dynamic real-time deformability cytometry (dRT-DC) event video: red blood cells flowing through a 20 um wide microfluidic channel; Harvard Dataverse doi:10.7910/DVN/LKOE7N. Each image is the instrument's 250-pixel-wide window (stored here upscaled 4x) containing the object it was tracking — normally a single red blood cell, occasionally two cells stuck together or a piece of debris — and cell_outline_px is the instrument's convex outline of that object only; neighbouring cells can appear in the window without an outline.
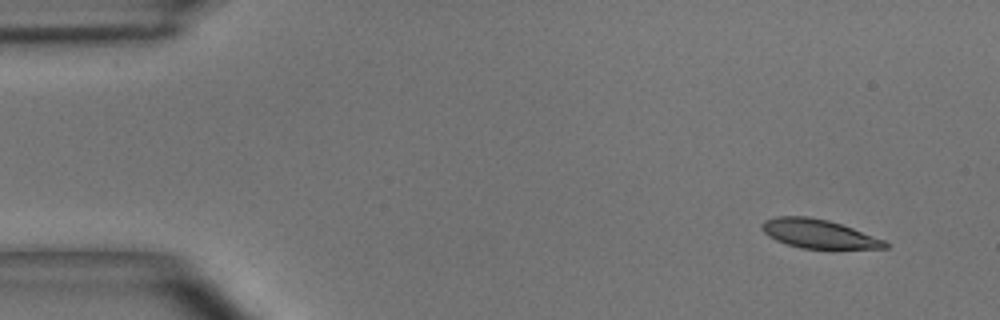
{"species": "common noctule bat (a hibernating species)", "species_latin": "Nyctalus noctula", "temperature_condition": "room temperature", "stored_images_in_passage": 48, "camera_frame_rate_fps": 3000, "um_per_image_px": 0.085, "animal": {"sex": "male", "body_mass_g": 15.6}, "frame": {"image": 1, "passage_image": 1, "time_ms": 0.0, "image_size_px": [1000, 320], "cell_outline_px": [[888, 248], [804, 248], [788, 244], [776, 240], [768, 236], [760, 228], [760, 224], [764, 220], [776, 216], [808, 216], [828, 220], [852, 228], [884, 240], [888, 244]], "centroid_in_image_um": [69.52, 19.85], "position_along_channel_um": 15.5, "area_um2": 20.4}}
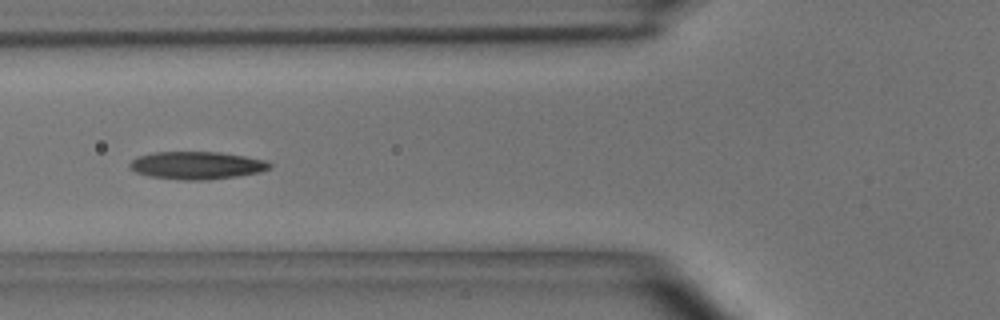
{"frame": {"image": 2, "passage_image": 16, "time_ms": 5.0, "image_size_px": [1000, 320], "cell_outline_px": [[272, 168], [260, 172], [236, 176], [208, 180], [184, 180], [148, 176], [136, 172], [128, 168], [128, 164], [136, 156], [156, 152], [220, 152], [268, 160], [272, 164]], "centroid_in_image_um": [16.73, 14.05], "position_along_channel_um": 109.1, "area_um2": 22.77}}
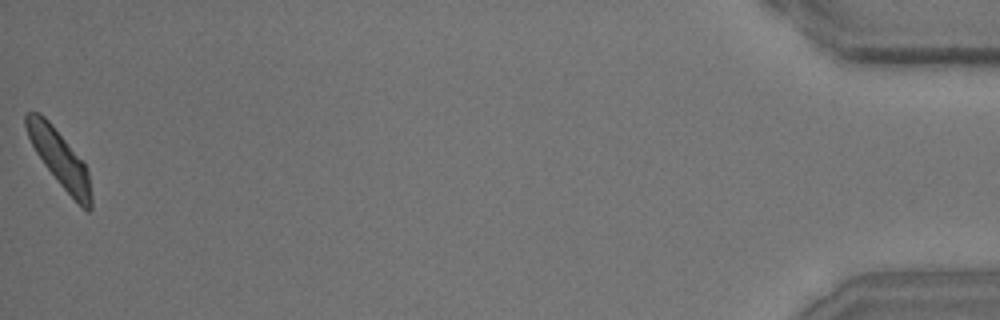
{"frame": {"image": 3, "passage_image": 48, "time_ms": 15.667, "image_size_px": [1000, 320], "cell_outline_px": [[92, 208], [88, 212], [60, 184], [44, 164], [36, 152], [28, 136], [24, 124], [24, 116], [28, 112], [40, 112], [48, 120], [84, 164], [88, 172], [92, 196]], "centroid_in_image_um": [5.04, 13.45], "position_along_channel_um": 430.2, "area_um2": 20.63}, "authors_computed_cell_mechanics": {"area_um2": 21.8773, "velocity_mm_per_s": 3.9046, "shape_relaxation_time_tau1_ms": 3.3593, "shape_relaxation_time_tau2_ms": 2.1992, "deformation_change_tau1": 0.1402, "deformation_change_tau2": 0.0949}}